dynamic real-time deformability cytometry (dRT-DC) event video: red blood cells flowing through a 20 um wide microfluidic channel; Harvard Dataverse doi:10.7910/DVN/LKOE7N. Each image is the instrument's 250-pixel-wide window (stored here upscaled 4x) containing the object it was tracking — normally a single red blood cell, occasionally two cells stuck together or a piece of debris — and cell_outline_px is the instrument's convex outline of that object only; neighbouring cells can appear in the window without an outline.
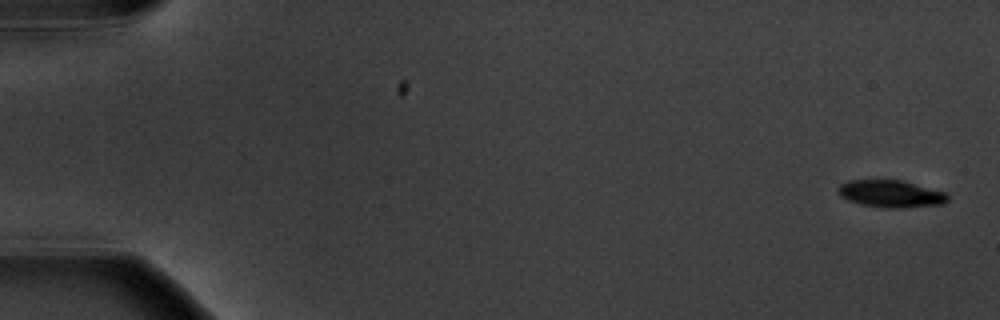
{"species": "common noctule bat (a hibernating species)", "species_latin": "Nyctalus noctula", "temperature_condition": "warm", "stored_images_in_passage": 6, "camera_frame_rate_fps": 3000, "um_per_image_px": 0.085, "animal": {"sex": "male", "body_mass_g": 20.1, "forearm_length_mm": 53.5}, "frame": {"image": 1, "passage_image": 1, "time_ms": 0.0, "image_size_px": [1000, 320], "cell_outline_px": [[948, 200], [944, 204], [904, 208], [884, 208], [860, 204], [848, 200], [840, 196], [840, 184], [848, 180], [900, 180], [944, 192], [948, 196]], "centroid_in_image_um": [75.73, 16.48], "position_along_channel_um": 9.3, "area_um2": 17.22}}
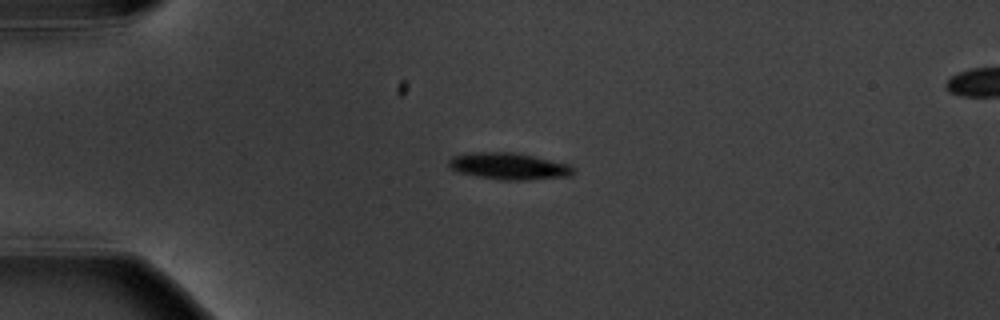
{"frame": {"image": 2, "passage_image": 4, "time_ms": 4.333, "image_size_px": [1000, 320], "cell_outline_px": [[576, 172], [572, 176], [528, 180], [500, 180], [456, 172], [448, 164], [448, 160], [452, 156], [464, 152], [512, 152], [572, 164], [576, 168]], "centroid_in_image_um": [43.29, 14.12], "position_along_channel_um": 41.7, "area_um2": 19.77}}